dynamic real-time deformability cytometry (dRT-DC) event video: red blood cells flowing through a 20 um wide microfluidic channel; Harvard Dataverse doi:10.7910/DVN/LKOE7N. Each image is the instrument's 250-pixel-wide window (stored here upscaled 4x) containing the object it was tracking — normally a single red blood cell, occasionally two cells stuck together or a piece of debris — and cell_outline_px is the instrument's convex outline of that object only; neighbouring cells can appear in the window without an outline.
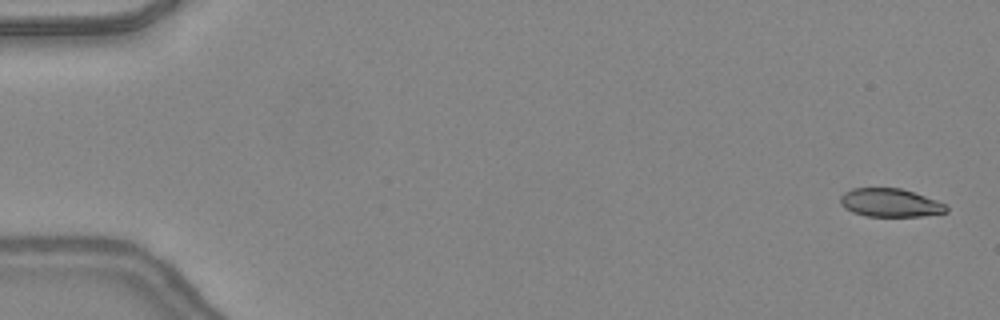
{"species": "common noctule bat (a hibernating species)", "species_latin": "Nyctalus noctula", "temperature_condition": "warm", "stored_images_in_passage": 48, "camera_frame_rate_fps": 3000, "um_per_image_px": 0.085, "animal": {"sex": "female", "body_mass_g": 24.6, "forearm_length_mm": 56.2}, "frame": {"image": 1, "passage_image": 2, "time_ms": 0.333, "image_size_px": [1000, 320], "cell_outline_px": [[948, 212], [920, 216], [864, 216], [852, 212], [844, 208], [840, 204], [840, 196], [844, 192], [852, 188], [900, 188], [948, 204]], "centroid_in_image_um": [75.65, 17.24], "position_along_channel_um": 9.4, "area_um2": 17.57}}
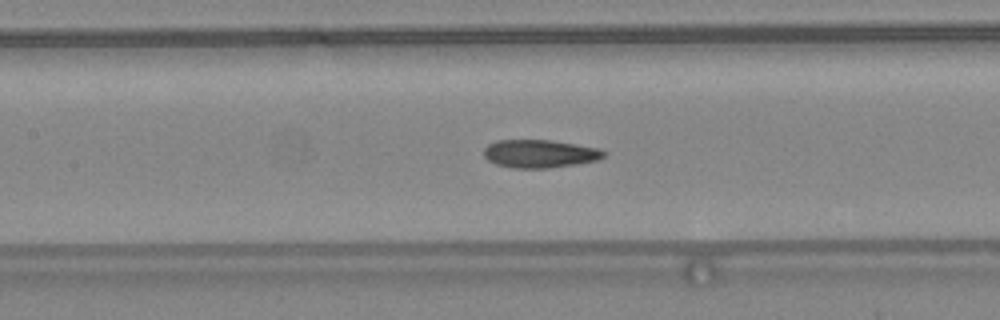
{"frame": {"image": 2, "passage_image": 23, "time_ms": 7.333, "image_size_px": [1000, 320], "cell_outline_px": [[604, 156], [596, 160], [576, 164], [548, 168], [512, 168], [496, 164], [488, 160], [484, 156], [484, 148], [488, 144], [496, 140], [548, 140], [600, 148], [604, 152]], "centroid_in_image_um": [45.83, 13.06], "position_along_channel_um": 161.6, "area_um2": 19.48}}
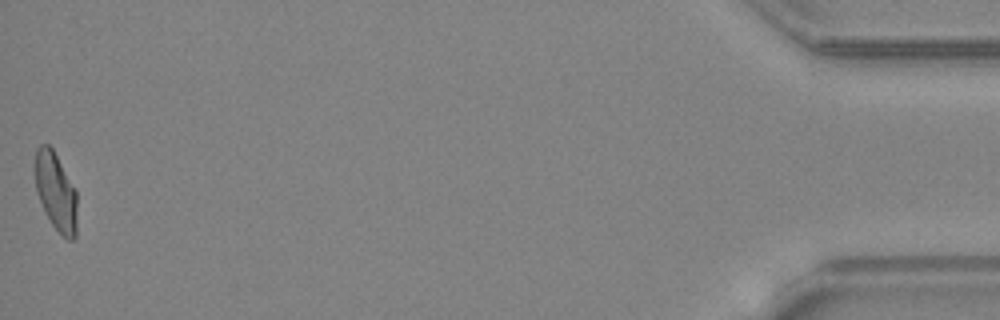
{"frame": {"image": 3, "passage_image": 48, "time_ms": 15.667, "image_size_px": [1000, 320], "cell_outline_px": [[76, 236], [72, 240], [68, 240], [52, 224], [36, 192], [32, 168], [36, 148], [40, 144], [48, 144], [52, 148], [76, 192]], "centroid_in_image_um": [4.69, 16.23], "position_along_channel_um": 430.5, "area_um2": 19.07}, "authors_computed_cell_mechanics": {"area_um2": 19.363, "velocity_mm_per_s": 4.3797, "shape_relaxation_time_tau1_ms": 6.361, "shape_relaxation_time_tau2_ms": 1.647, "deformation_change_tau1": 0.2219, "deformation_change_tau2": 0.0855}}